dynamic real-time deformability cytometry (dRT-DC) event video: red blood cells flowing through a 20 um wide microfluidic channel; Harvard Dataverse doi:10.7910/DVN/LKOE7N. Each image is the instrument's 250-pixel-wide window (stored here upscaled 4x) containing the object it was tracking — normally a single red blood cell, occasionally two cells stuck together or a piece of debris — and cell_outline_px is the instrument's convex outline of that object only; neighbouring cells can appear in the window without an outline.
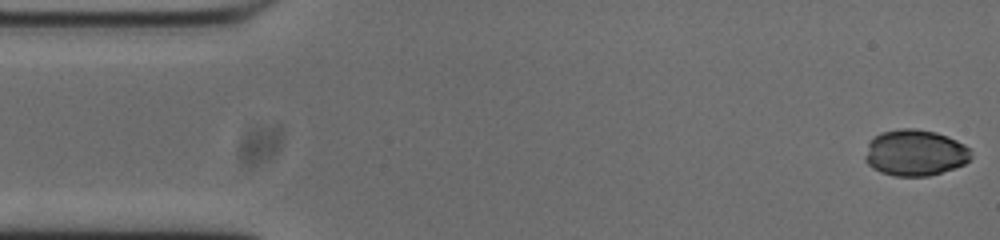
{"species": "common noctule bat (a hibernating species)", "species_latin": "Nyctalus noctula", "temperature_condition": "cold", "stored_images_in_passage": 53, "camera_frame_rate_fps": 3000, "um_per_image_px": 0.085, "animal": {"sex": "male", "body_mass_g": 20.0, "forearm_length_mm": 53.3}, "frame": {"image": 1, "passage_image": 1, "time_ms": 0.0, "image_size_px": [1000, 240], "cell_outline_px": [[972, 156], [964, 164], [928, 176], [896, 176], [880, 172], [872, 168], [864, 160], [864, 156], [868, 140], [880, 132], [900, 128], [916, 128], [936, 132], [948, 136], [964, 144], [972, 152]], "centroid_in_image_um": [77.73, 12.97], "position_along_channel_um": 7.3, "area_um2": 28.78}}